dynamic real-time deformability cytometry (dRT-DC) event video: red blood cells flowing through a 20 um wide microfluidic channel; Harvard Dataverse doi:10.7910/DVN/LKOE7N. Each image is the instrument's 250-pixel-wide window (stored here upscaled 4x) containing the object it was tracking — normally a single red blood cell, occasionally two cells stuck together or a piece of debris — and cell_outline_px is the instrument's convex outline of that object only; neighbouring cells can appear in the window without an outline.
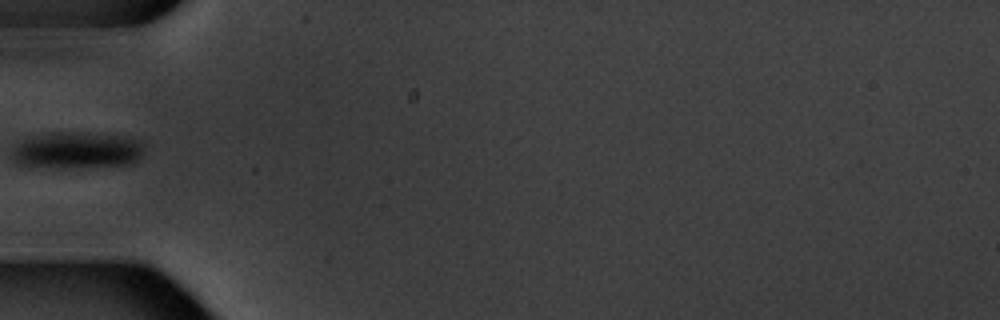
{"species": "common noctule bat (a hibernating species)", "species_latin": "Nyctalus noctula", "temperature_condition": "warm", "stored_images_in_passage": 6, "camera_frame_rate_fps": 3000, "um_per_image_px": 0.085, "animal": {"sex": "male", "body_mass_g": 20.1, "forearm_length_mm": 53.5}, "frame": {"image": 1, "passage_image": 6, "time_ms": 6.0, "image_size_px": [1000, 320], "cell_outline_px": [[144, 152], [132, 164], [60, 168], [24, 164], [12, 160], [12, 144], [24, 140], [40, 136], [60, 132], [72, 132], [116, 136], [140, 140], [144, 148]], "centroid_in_image_um": [6.55, 12.79], "position_along_channel_um": 78.5, "area_um2": 27.51}}